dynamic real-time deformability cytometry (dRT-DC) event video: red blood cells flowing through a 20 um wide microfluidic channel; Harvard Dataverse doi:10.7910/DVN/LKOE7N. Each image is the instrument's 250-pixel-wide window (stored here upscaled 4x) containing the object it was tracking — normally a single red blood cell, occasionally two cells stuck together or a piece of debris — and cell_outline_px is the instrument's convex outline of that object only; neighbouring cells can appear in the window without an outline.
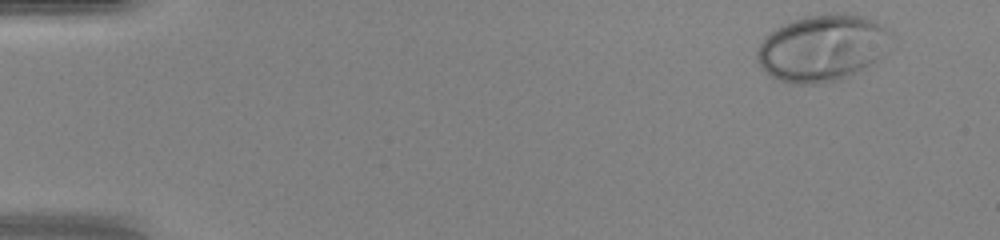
{"species": "human", "species_latin": "Homo sapiens", "temperature_condition": "warm", "stored_images_in_passage": 45, "camera_frame_rate_fps": 3000, "um_per_image_px": 0.085, "donor": {"sex": "female"}, "frame": {"image": 1, "passage_image": 1, "time_ms": 0.0, "image_size_px": [1000, 240], "cell_outline_px": [[892, 36], [880, 56], [876, 60], [844, 80], [816, 84], [792, 84], [776, 80], [760, 68], [756, 60], [756, 52], [760, 44], [776, 28], [784, 24], [804, 16], [828, 12], [848, 12], [876, 20], [892, 32]], "centroid_in_image_um": [69.89, 4.07], "position_along_channel_um": 15.1, "area_um2": 52.54}}
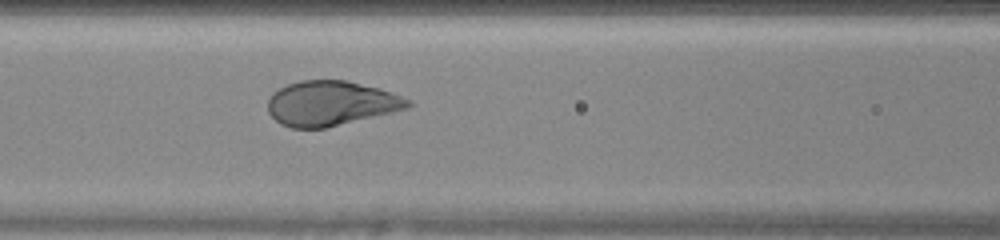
{"frame": {"image": 2, "passage_image": 19, "time_ms": 6.0, "image_size_px": [1000, 240], "cell_outline_px": [[412, 104], [408, 108], [392, 112], [324, 128], [292, 128], [280, 124], [268, 112], [268, 100], [272, 92], [288, 84], [300, 80], [344, 80], [380, 88], [392, 92], [412, 100]], "centroid_in_image_um": [28.12, 8.77], "position_along_channel_um": 138.5, "area_um2": 36.47}}
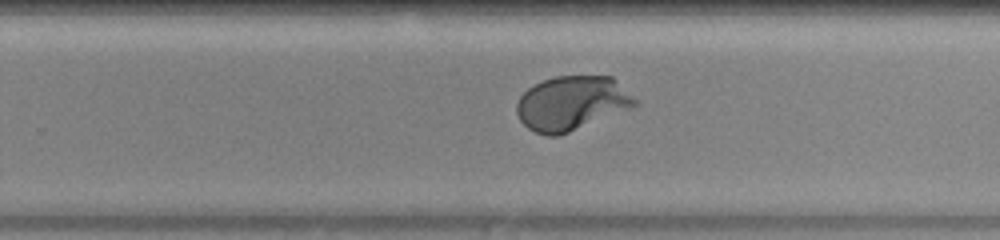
{"frame": {"image": 3, "passage_image": 29, "time_ms": 9.333, "image_size_px": [1000, 240], "cell_outline_px": [[640, 104], [632, 108], [560, 136], [548, 136], [536, 132], [528, 128], [520, 120], [516, 112], [516, 104], [520, 96], [528, 88], [544, 80], [556, 76], [612, 76]], "centroid_in_image_um": [48.59, 8.79], "position_along_channel_um": 281.2, "area_um2": 37.4}, "authors_computed_cell_mechanics": {"area_um2": 37.8012, "velocity_mm_per_s": 4.2905, "shape_relaxation_time_tau1_ms": 2.3385, "shape_relaxation_time_tau2_ms": null, "deformation_change_tau1": 0.1901, "deformation_change_tau2": null}}